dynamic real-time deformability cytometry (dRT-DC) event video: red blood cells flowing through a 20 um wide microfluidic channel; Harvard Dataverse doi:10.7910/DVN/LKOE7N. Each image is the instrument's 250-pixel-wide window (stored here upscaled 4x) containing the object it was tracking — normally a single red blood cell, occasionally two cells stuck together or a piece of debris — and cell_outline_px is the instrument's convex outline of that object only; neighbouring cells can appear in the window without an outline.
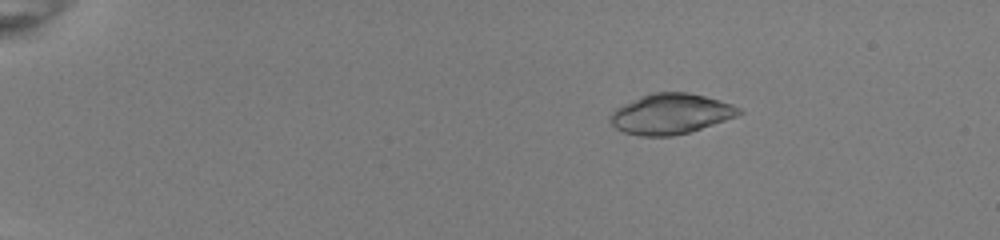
{"species": "common noctule bat (a hibernating species)", "species_latin": "Nyctalus noctula", "temperature_condition": "room temperature", "stored_images_in_passage": 49, "camera_frame_rate_fps": 3000, "um_per_image_px": 0.085, "animal": {"sex": "female", "body_mass_g": 22.0, "forearm_length_mm": 56.7}, "frame": {"image": 1, "passage_image": 6, "time_ms": 1.667, "image_size_px": [1000, 240], "cell_outline_px": [[744, 112], [736, 116], [688, 132], [672, 136], [640, 136], [624, 132], [616, 128], [612, 124], [608, 116], [616, 108], [640, 96], [652, 92], [688, 92], [720, 100], [732, 104], [740, 108]], "centroid_in_image_um": [56.99, 9.67], "position_along_channel_um": 28.0, "area_um2": 30.06}}
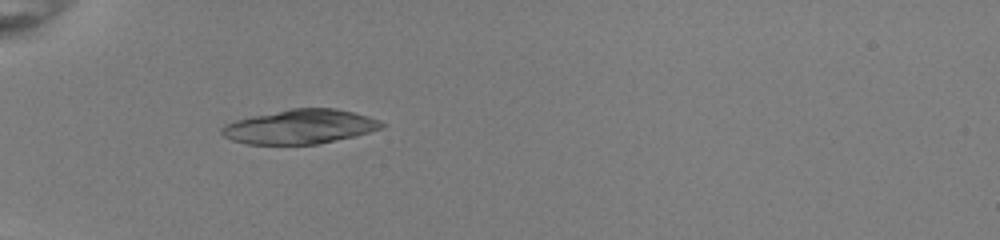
{"frame": {"image": 2, "passage_image": 15, "time_ms": 4.667, "image_size_px": [1000, 240], "cell_outline_px": [[388, 124], [384, 128], [352, 136], [316, 144], [248, 144], [232, 140], [224, 136], [220, 132], [220, 128], [224, 124], [236, 120], [252, 116], [292, 108], [336, 108], [368, 116], [380, 120]], "centroid_in_image_um": [25.51, 10.76], "position_along_channel_um": 59.5, "area_um2": 31.85}}